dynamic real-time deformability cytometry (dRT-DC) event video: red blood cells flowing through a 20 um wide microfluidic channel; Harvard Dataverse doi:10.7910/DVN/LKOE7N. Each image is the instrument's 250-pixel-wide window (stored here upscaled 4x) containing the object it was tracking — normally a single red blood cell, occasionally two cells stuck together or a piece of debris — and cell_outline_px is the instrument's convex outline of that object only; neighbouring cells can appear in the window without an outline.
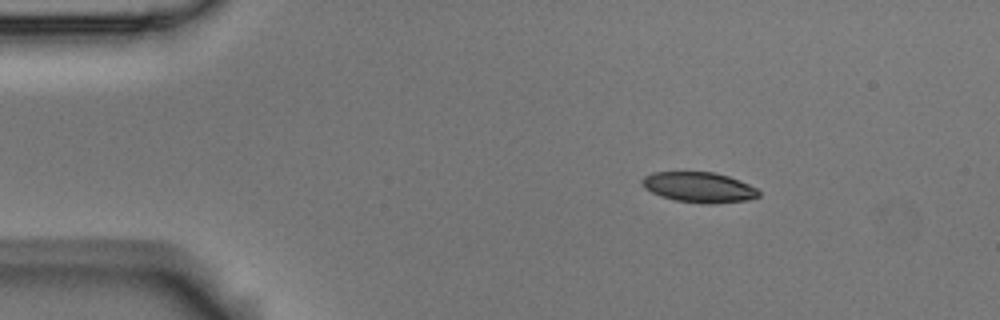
{"species": "Egyptian fruit bat (a non-hibernating species)", "species_latin": "Rousettus aegyptiacus", "temperature_condition": "room temperature", "stored_images_in_passage": 4, "camera_frame_rate_fps": 3000, "um_per_image_px": 0.085, "animal": {"sex": "male"}, "frame": {"image": 1, "passage_image": 2, "time_ms": 0.333, "image_size_px": [1000, 320], "cell_outline_px": [[760, 196], [748, 200], [712, 204], [708, 204], [676, 200], [660, 196], [644, 188], [640, 180], [644, 176], [652, 172], [712, 172], [728, 176], [740, 180], [756, 188], [760, 192]], "centroid_in_image_um": [59.41, 15.91], "position_along_channel_um": 25.6, "area_um2": 20.63}}